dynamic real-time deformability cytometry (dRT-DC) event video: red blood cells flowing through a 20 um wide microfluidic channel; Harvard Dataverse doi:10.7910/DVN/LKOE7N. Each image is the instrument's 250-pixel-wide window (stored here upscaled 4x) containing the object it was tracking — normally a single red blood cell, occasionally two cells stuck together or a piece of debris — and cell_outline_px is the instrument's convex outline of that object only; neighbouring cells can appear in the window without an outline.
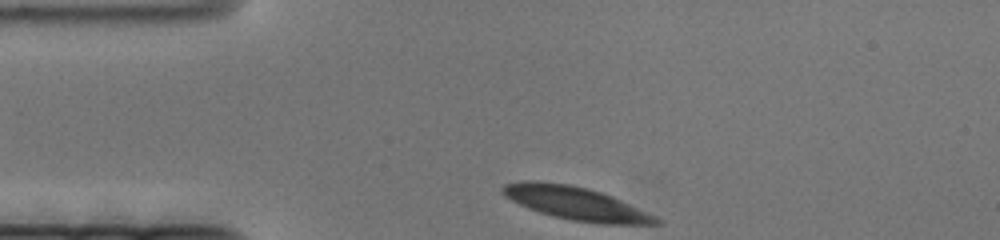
{"species": "human", "species_latin": "Homo sapiens", "temperature_condition": "cold", "stored_images_in_passage": 47, "camera_frame_rate_fps": 3000, "um_per_image_px": 0.085, "donor": {"sex": "female"}, "frame": {"image": 1, "passage_image": 1, "time_ms": 0.0, "image_size_px": [1000, 240], "cell_outline_px": [[664, 224], [604, 224], [572, 220], [552, 216], [528, 208], [512, 200], [500, 192], [500, 188], [504, 184], [520, 180], [536, 180], [568, 184], [588, 188], [612, 196], [656, 216], [664, 220]], "centroid_in_image_um": [48.95, 17.28], "position_along_channel_um": 36.1, "area_um2": 29.71}}
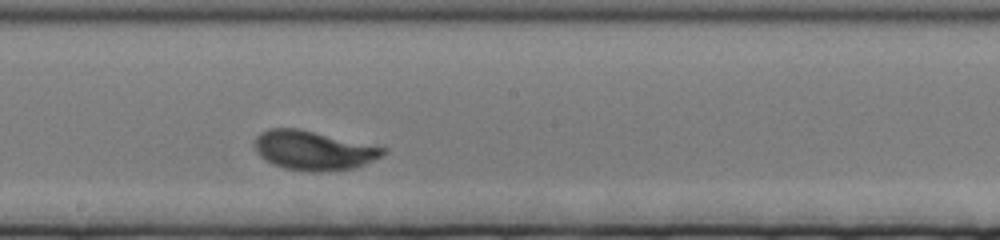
{"frame": {"image": 2, "passage_image": 27, "time_ms": 8.667, "image_size_px": [1000, 240], "cell_outline_px": [[388, 148], [380, 156], [356, 168], [320, 172], [312, 172], [284, 168], [272, 164], [260, 156], [256, 152], [256, 136], [260, 132], [268, 128], [296, 128]], "centroid_in_image_um": [26.62, 12.79], "position_along_channel_um": 221.6, "area_um2": 29.13}}
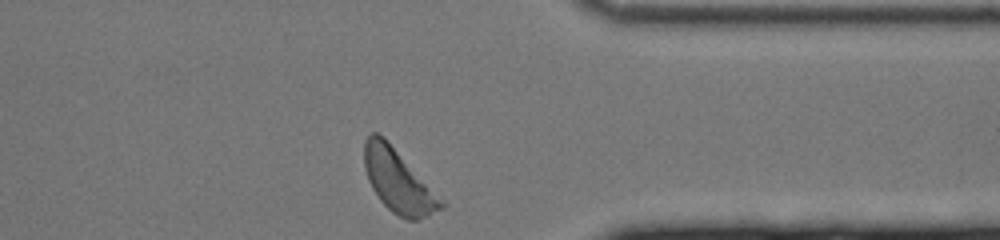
{"frame": {"image": 3, "passage_image": 47, "time_ms": 15.333, "image_size_px": [1000, 240], "cell_outline_px": [[444, 208], [416, 220], [408, 220], [392, 212], [380, 200], [372, 188], [368, 180], [364, 168], [364, 140], [372, 132], [376, 132], [384, 136], [444, 200]], "centroid_in_image_um": [33.84, 15.36], "position_along_channel_um": 377.6, "area_um2": 28.15}}